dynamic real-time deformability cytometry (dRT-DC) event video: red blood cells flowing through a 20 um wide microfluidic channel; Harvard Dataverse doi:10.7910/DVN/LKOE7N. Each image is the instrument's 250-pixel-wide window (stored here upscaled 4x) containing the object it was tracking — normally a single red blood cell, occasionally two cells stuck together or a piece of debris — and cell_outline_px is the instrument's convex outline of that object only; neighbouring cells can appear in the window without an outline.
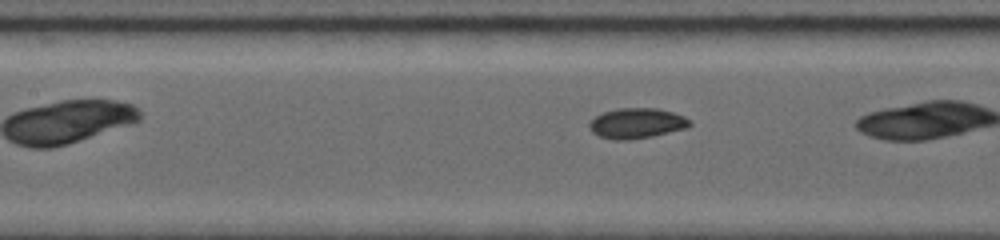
{"species": "common noctule bat (a hibernating species)", "species_latin": "Nyctalus noctula", "temperature_condition": "room temperature", "stored_images_in_passage": 8, "camera_frame_rate_fps": 5000, "um_per_image_px": 0.085, "animal": {"sex": "female", "body_mass_g": 19.0, "forearm_length_mm": 56.7}, "frame": {"image": 1, "passage_image": 6, "time_ms": 2.0, "image_size_px": [1000, 240], "cell_outline_px": [[692, 124], [684, 128], [648, 136], [600, 136], [592, 132], [588, 124], [596, 116], [604, 112], [620, 108], [656, 108], [672, 112], [684, 116]], "centroid_in_image_um": [54.14, 10.4], "position_along_channel_um": 153.3, "area_um2": 16.36}}